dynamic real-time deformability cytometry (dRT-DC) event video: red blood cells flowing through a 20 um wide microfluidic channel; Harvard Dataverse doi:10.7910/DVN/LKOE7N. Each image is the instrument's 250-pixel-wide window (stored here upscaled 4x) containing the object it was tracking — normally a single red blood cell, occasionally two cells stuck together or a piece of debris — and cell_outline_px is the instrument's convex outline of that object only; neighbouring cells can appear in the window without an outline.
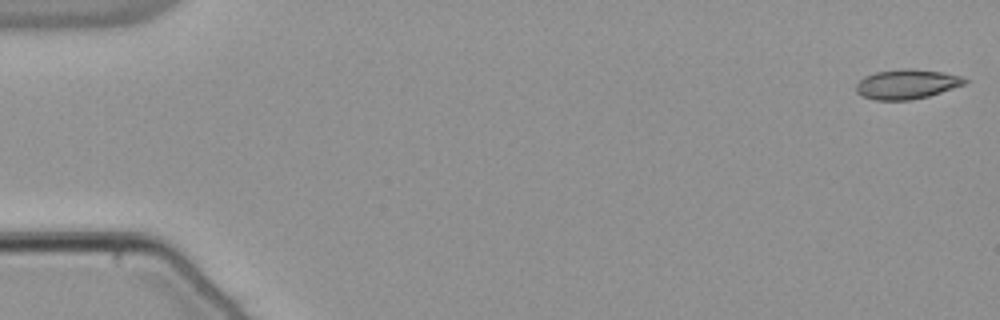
{"species": "common noctule bat (a hibernating species)", "species_latin": "Nyctalus noctula", "temperature_condition": "warm", "stored_images_in_passage": 53, "camera_frame_rate_fps": 3000, "um_per_image_px": 0.085, "animal": {"sex": "male", "body_mass_g": 21.5, "forearm_length_mm": 52.0}, "frame": {"image": 1, "passage_image": 1, "time_ms": 0.0, "image_size_px": [1000, 320], "cell_outline_px": [[972, 80], [964, 84], [928, 96], [908, 100], [876, 100], [864, 96], [856, 92], [856, 84], [864, 76], [876, 72], [904, 68], [908, 68], [944, 72], [960, 76]], "centroid_in_image_um": [77.08, 7.14], "position_along_channel_um": 7.9, "area_um2": 18.67}}
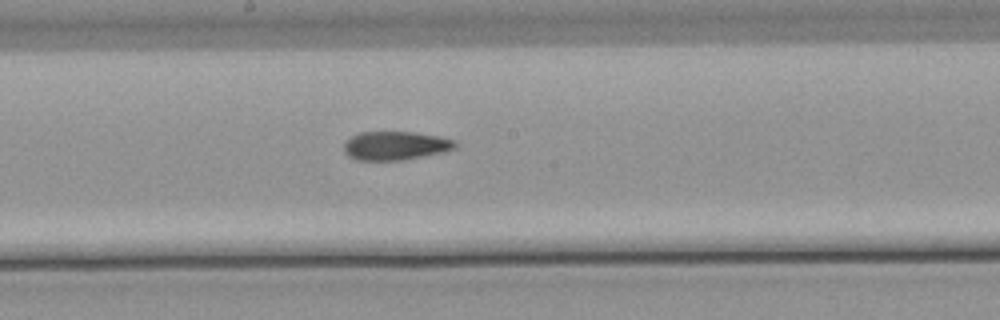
{"frame": {"image": 2, "passage_image": 29, "time_ms": 9.333, "image_size_px": [1000, 320], "cell_outline_px": [[460, 144], [456, 148], [440, 152], [400, 160], [356, 160], [348, 156], [344, 152], [344, 140], [360, 132], [416, 132], [440, 136], [456, 140]], "centroid_in_image_um": [33.6, 12.37], "position_along_channel_um": 214.6, "area_um2": 18.67}}
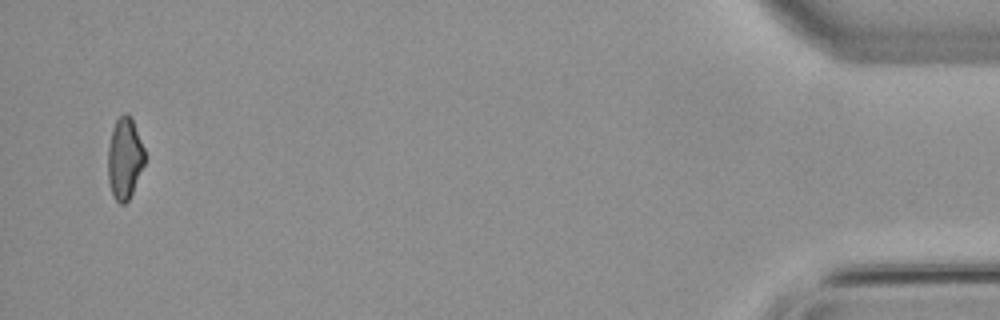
{"frame": {"image": 3, "passage_image": 52, "time_ms": 17.0, "image_size_px": [1000, 320], "cell_outline_px": [[144, 164], [132, 192], [128, 200], [124, 204], [120, 204], [116, 200], [112, 192], [108, 180], [108, 148], [112, 128], [116, 120], [124, 112], [128, 112], [132, 116], [144, 148]], "centroid_in_image_um": [10.59, 13.4], "position_along_channel_um": 424.6, "area_um2": 17.46}, "authors_computed_cell_mechanics": {"area_um2": 18.7272, "velocity_mm_per_s": 3.8472, "shape_relaxation_time_tau1_ms": null, "shape_relaxation_time_tau2_ms": 4.7365, "deformation_change_tau1": null, "deformation_change_tau2": 0.1265}}